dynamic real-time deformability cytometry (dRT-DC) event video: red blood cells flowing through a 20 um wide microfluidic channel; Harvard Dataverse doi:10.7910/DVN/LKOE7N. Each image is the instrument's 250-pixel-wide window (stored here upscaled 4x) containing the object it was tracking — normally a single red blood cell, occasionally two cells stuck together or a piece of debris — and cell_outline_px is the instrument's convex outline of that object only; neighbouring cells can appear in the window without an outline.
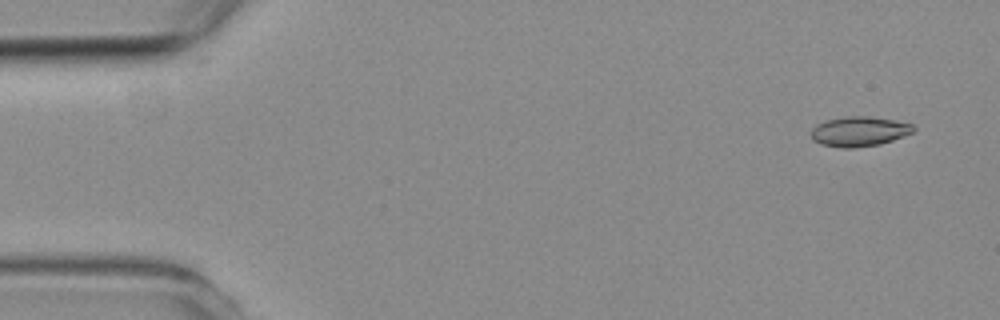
{"species": "common noctule bat (a hibernating species)", "species_latin": "Nyctalus noctula", "temperature_condition": "room temperature", "stored_images_in_passage": 4, "camera_frame_rate_fps": 3000, "um_per_image_px": 0.085, "animal": {"sex": "female", "body_mass_g": 19.3, "forearm_length_mm": 54.1}, "frame": {"image": 1, "passage_image": 1, "time_ms": 0.0, "image_size_px": [1000, 320], "cell_outline_px": [[916, 128], [912, 132], [904, 136], [880, 144], [856, 148], [840, 148], [820, 144], [812, 140], [812, 128], [816, 124], [828, 120], [848, 116], [868, 116], [892, 120], [912, 124]], "centroid_in_image_um": [73.01, 11.18], "position_along_channel_um": 12.0, "area_um2": 17.74}}
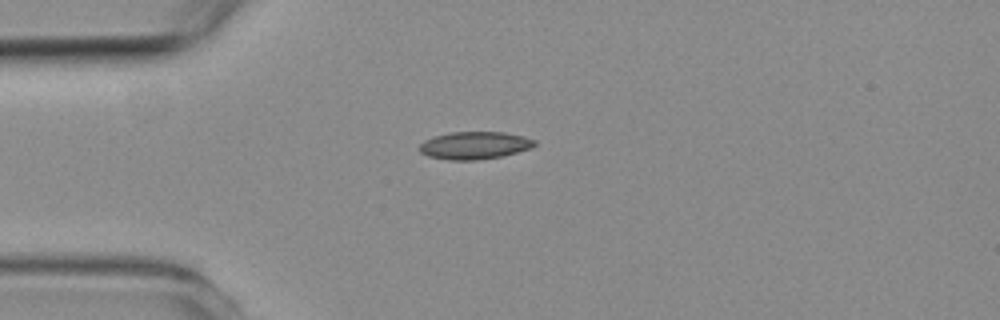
{"frame": {"image": 2, "passage_image": 4, "time_ms": 3.333, "image_size_px": [1000, 320], "cell_outline_px": [[536, 144], [532, 148], [504, 156], [476, 160], [448, 160], [428, 156], [420, 152], [416, 148], [424, 140], [436, 136], [452, 132], [504, 132], [524, 136], [536, 140]], "centroid_in_image_um": [40.35, 12.36], "position_along_channel_um": 44.7, "area_um2": 18.67}}